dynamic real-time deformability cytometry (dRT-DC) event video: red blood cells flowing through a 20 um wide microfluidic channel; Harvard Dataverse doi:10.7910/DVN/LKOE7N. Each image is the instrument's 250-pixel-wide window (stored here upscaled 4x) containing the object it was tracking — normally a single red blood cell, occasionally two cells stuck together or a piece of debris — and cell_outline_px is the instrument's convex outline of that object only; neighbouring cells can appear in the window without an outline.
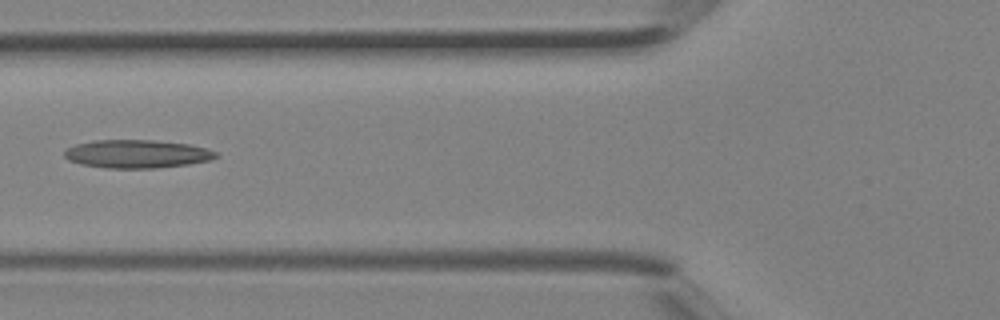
{"species": "Egyptian fruit bat (a non-hibernating species)", "species_latin": "Rousettus aegyptiacus", "temperature_condition": "room temperature", "stored_images_in_passage": 4, "camera_frame_rate_fps": 3000, "um_per_image_px": 0.085, "animal": {"sex": "female"}, "frame": {"image": 1, "passage_image": 4, "time_ms": 1.0, "image_size_px": [1000, 320], "cell_outline_px": [[220, 156], [212, 160], [188, 164], [156, 168], [104, 168], [80, 164], [68, 160], [64, 156], [64, 152], [68, 148], [76, 144], [92, 140], [152, 140], [188, 144], [208, 148], [216, 152]], "centroid_in_image_um": [11.65, 13.08], "position_along_channel_um": 114.1, "area_um2": 25.09}}